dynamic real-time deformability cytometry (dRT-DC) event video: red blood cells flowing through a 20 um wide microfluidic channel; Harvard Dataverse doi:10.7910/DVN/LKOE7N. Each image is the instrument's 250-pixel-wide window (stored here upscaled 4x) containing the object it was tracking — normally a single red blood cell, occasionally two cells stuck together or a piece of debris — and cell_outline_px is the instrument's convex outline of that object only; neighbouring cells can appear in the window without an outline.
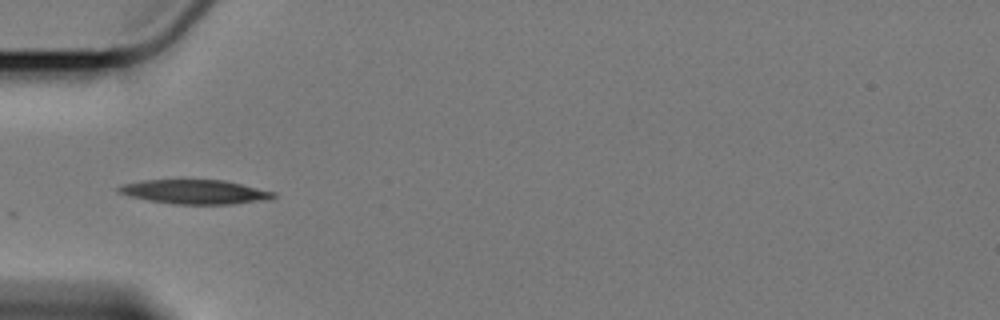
{"species": "Egyptian fruit bat (a non-hibernating species)", "species_latin": "Rousettus aegyptiacus", "temperature_condition": "cold", "stored_images_in_passage": 7, "camera_frame_rate_fps": 3000, "um_per_image_px": 0.085, "animal": {"sex": "female"}, "frame": {"image": 1, "passage_image": 1, "time_ms": 0.0, "image_size_px": [1000, 320], "cell_outline_px": [[276, 196], [272, 200], [232, 204], [172, 204], [148, 200], [128, 196], [116, 192], [116, 188], [124, 184], [144, 180], [224, 180], [276, 192]], "centroid_in_image_um": [16.6, 16.32], "position_along_channel_um": 68.4, "area_um2": 22.02}}
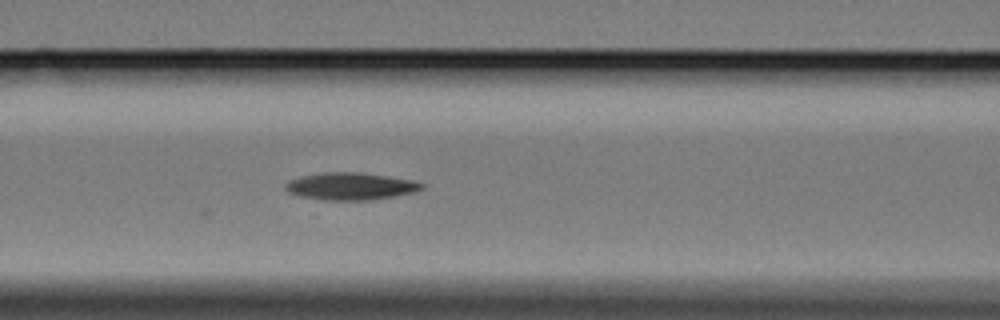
{"frame": {"image": 2, "passage_image": 7, "time_ms": 2.0, "image_size_px": [1000, 320], "cell_outline_px": [[424, 188], [416, 192], [396, 196], [372, 200], [324, 200], [300, 196], [288, 192], [284, 188], [284, 184], [288, 180], [300, 176], [324, 172], [360, 172], [388, 176], [412, 180], [424, 184]], "centroid_in_image_um": [29.79, 15.83], "position_along_channel_um": 136.8, "area_um2": 21.91}}